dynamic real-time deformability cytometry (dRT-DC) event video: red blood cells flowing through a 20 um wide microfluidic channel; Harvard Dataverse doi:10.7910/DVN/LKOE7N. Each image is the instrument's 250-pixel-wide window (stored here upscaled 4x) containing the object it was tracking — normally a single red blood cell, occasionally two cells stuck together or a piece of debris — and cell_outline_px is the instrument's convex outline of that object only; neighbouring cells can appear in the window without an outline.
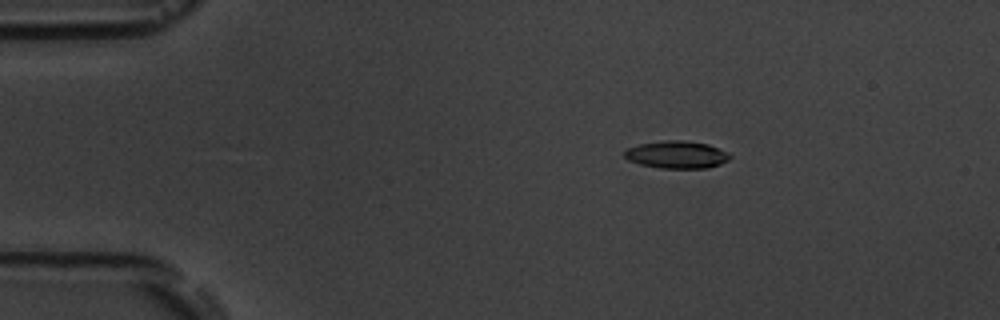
{"species": "common noctule bat (a hibernating species)", "species_latin": "Nyctalus noctula", "temperature_condition": "room temperature", "stored_images_in_passage": 5, "camera_frame_rate_fps": 3000, "um_per_image_px": 0.085, "animal": {"sex": "male", "body_mass_g": 19.5, "forearm_length_mm": 54.6}, "frame": {"image": 1, "passage_image": 3, "time_ms": 2.333, "image_size_px": [1000, 320], "cell_outline_px": [[732, 156], [728, 160], [720, 164], [708, 168], [660, 168], [640, 164], [628, 160], [624, 156], [624, 148], [640, 144], [664, 140], [680, 140], [708, 144], [728, 152]], "centroid_in_image_um": [57.5, 13.14], "position_along_channel_um": 27.5, "area_um2": 16.94}}
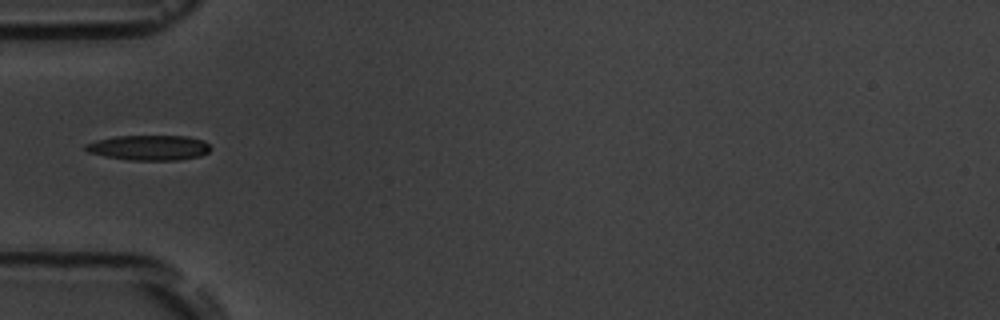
{"frame": {"image": 2, "passage_image": 5, "time_ms": 5.333, "image_size_px": [1000, 320], "cell_outline_px": [[212, 148], [208, 152], [200, 156], [176, 160], [128, 160], [104, 156], [88, 152], [84, 148], [84, 144], [96, 140], [116, 136], [188, 136], [204, 140]], "centroid_in_image_um": [12.66, 12.55], "position_along_channel_um": 72.3, "area_um2": 18.38}}